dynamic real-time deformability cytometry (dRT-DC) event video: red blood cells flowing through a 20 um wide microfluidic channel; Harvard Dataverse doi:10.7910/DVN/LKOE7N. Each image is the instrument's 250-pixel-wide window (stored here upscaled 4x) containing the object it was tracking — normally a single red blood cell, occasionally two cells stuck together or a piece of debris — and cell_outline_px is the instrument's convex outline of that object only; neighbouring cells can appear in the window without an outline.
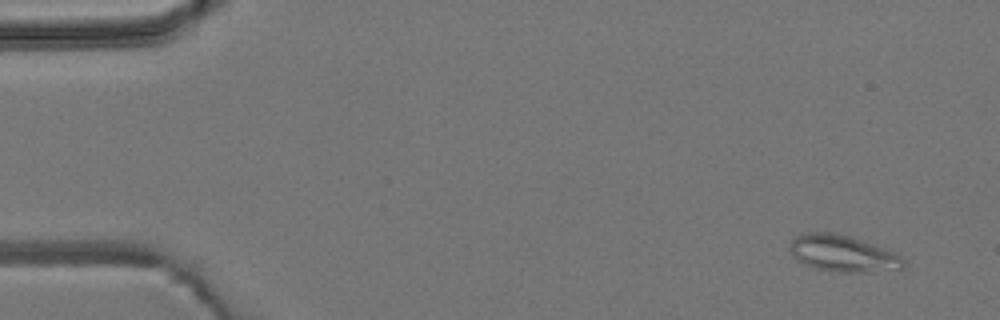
{"species": "common noctule bat (a hibernating species)", "species_latin": "Nyctalus noctula", "temperature_condition": "room temperature", "stored_images_in_passage": 6, "camera_frame_rate_fps": 3000, "um_per_image_px": 0.085, "animal": {"sex": "male", "body_mass_g": 19.2, "forearm_length_mm": 51.8}, "frame": {"image": 1, "passage_image": 1, "time_ms": 0.0, "image_size_px": [1000, 320], "cell_outline_px": [[904, 268], [868, 272], [836, 272], [812, 268], [796, 260], [792, 256], [788, 248], [788, 244], [796, 236], [804, 232], [836, 232], [884, 248], [900, 256], [904, 260]], "centroid_in_image_um": [71.56, 21.55], "position_along_channel_um": 13.4, "area_um2": 24.33}}